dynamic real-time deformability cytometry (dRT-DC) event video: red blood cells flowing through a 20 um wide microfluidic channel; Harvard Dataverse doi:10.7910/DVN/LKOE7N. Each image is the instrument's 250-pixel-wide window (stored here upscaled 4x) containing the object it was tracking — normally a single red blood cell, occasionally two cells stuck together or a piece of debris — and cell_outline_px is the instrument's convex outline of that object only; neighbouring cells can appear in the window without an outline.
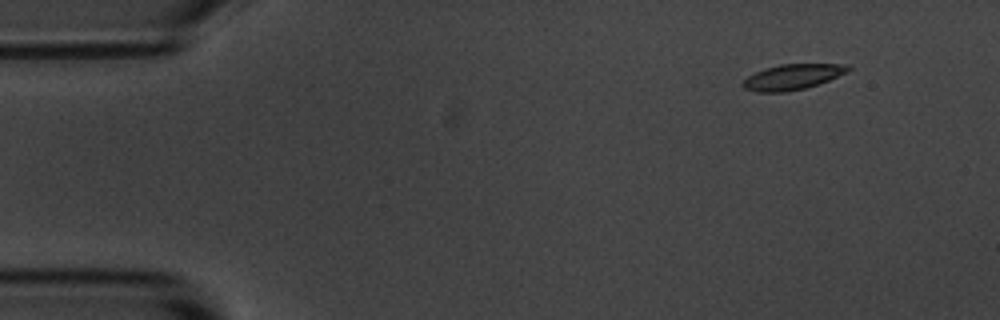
{"species": "common noctule bat (a hibernating species)", "species_latin": "Nyctalus noctula", "temperature_condition": "room temperature", "stored_images_in_passage": 6, "camera_frame_rate_fps": 3000, "um_per_image_px": 0.085, "animal": {"sex": "male", "body_mass_g": 20.1, "forearm_length_mm": 53.5}, "frame": {"image": 1, "passage_image": 2, "time_ms": 1.0, "image_size_px": [1000, 320], "cell_outline_px": [[852, 68], [848, 72], [828, 80], [804, 88], [788, 92], [756, 92], [744, 88], [740, 84], [748, 76], [764, 68], [780, 64], [848, 64]], "centroid_in_image_um": [67.35, 6.53], "position_along_channel_um": 17.7, "area_um2": 15.61}}
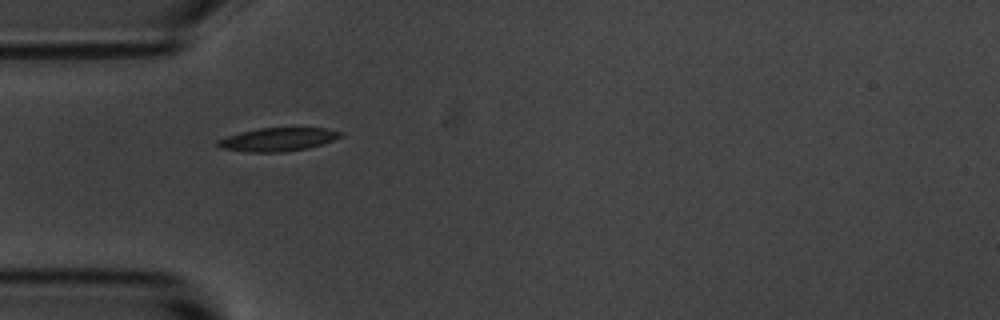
{"frame": {"image": 2, "passage_image": 5, "time_ms": 4.667, "image_size_px": [1000, 320], "cell_outline_px": [[344, 136], [308, 148], [284, 152], [248, 152], [220, 148], [216, 144], [216, 140], [240, 132], [260, 128], [328, 128], [344, 132]], "centroid_in_image_um": [23.63, 11.85], "position_along_channel_um": 61.4, "area_um2": 16.76}}